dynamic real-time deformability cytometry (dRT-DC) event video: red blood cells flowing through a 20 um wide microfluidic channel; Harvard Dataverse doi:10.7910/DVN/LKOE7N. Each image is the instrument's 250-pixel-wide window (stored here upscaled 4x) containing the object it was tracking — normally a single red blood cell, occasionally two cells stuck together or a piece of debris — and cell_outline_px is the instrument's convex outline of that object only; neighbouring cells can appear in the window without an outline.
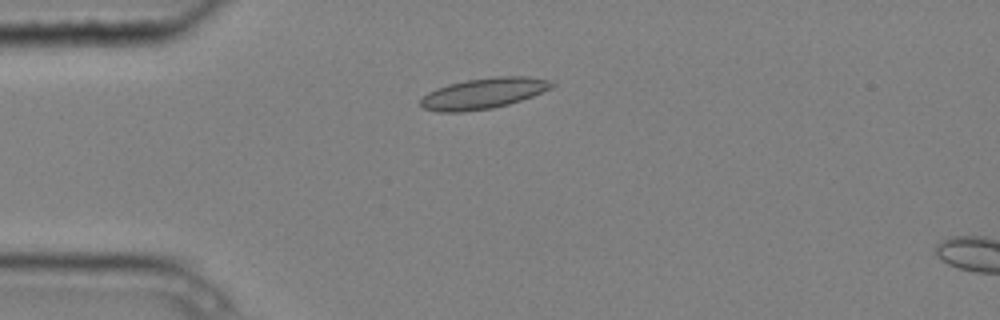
{"species": "common noctule bat (a hibernating species)", "species_latin": "Nyctalus noctula", "temperature_condition": "cold", "stored_images_in_passage": 5, "camera_frame_rate_fps": 3000, "um_per_image_px": 0.085, "animal": {"sex": "male", "body_mass_g": 20.4}, "frame": {"image": 1, "passage_image": 4, "time_ms": 1.0, "image_size_px": [1000, 320], "cell_outline_px": [[556, 84], [552, 88], [532, 96], [508, 104], [492, 108], [464, 112], [440, 112], [424, 108], [420, 104], [420, 100], [428, 92], [436, 88], [448, 84], [464, 80], [492, 76], [528, 76], [548, 80]], "centroid_in_image_um": [41.09, 7.92], "position_along_channel_um": 43.9, "area_um2": 23.58}}